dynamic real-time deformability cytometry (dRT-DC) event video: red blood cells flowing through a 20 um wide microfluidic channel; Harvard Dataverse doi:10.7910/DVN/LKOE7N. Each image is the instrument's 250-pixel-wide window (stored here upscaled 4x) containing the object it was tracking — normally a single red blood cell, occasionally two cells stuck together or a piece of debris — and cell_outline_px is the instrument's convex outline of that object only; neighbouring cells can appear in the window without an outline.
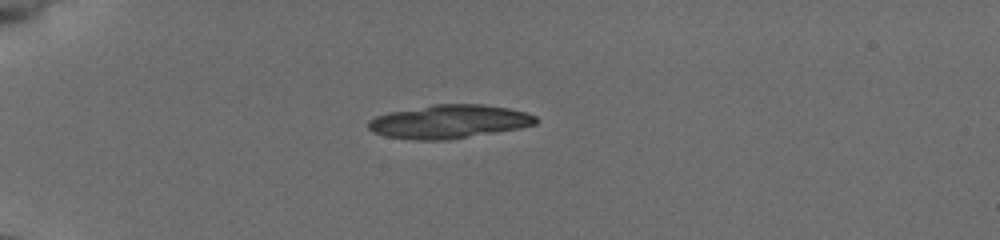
{"species": "common noctule bat (a hibernating species)", "species_latin": "Nyctalus noctula", "temperature_condition": "cold", "stored_images_in_passage": 9, "camera_frame_rate_fps": 3000, "um_per_image_px": 0.085, "animal": {"sex": "female", "body_mass_g": 19.5, "forearm_length_mm": 54.1}, "frame": {"image": 1, "passage_image": 1, "time_ms": 0.0, "image_size_px": [1000, 240], "cell_outline_px": [[536, 124], [516, 128], [444, 140], [420, 140], [384, 136], [368, 128], [368, 120], [376, 116], [388, 112], [432, 104], [484, 104], [508, 108], [524, 112], [536, 116]], "centroid_in_image_um": [38.11, 10.32], "position_along_channel_um": 46.9, "area_um2": 32.25}}